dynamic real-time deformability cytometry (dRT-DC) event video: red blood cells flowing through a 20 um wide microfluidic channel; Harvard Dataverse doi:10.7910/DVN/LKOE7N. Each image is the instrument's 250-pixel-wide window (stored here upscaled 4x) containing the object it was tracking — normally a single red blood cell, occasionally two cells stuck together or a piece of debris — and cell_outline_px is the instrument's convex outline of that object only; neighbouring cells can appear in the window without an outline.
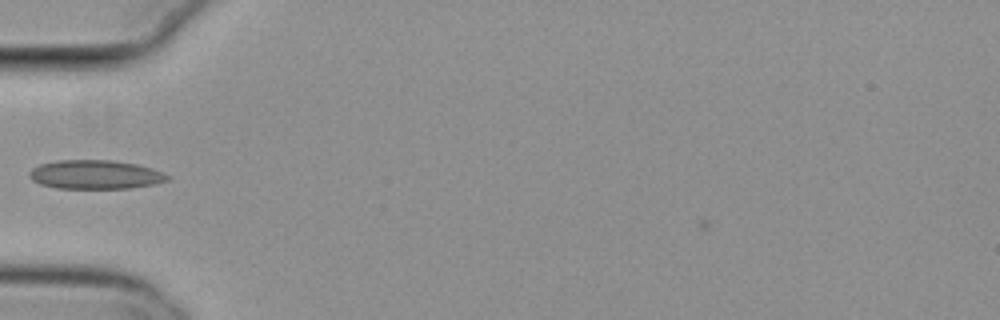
{"species": "common noctule bat (a hibernating species)", "species_latin": "Nyctalus noctula", "temperature_condition": "cold", "stored_images_in_passage": 37, "camera_frame_rate_fps": 3000, "um_per_image_px": 0.085, "animal": {"sex": "female", "body_mass_g": 29.2, "forearm_length_mm": 56.3}, "frame": {"image": 1, "passage_image": 2, "time_ms": 0.333, "image_size_px": [1000, 320], "cell_outline_px": [[172, 180], [156, 184], [132, 188], [56, 188], [40, 184], [32, 180], [28, 176], [28, 172], [32, 168], [40, 164], [56, 160], [112, 160], [136, 164], [152, 168], [172, 176]], "centroid_in_image_um": [8.13, 14.84], "position_along_channel_um": 76.9, "area_um2": 23.58}}
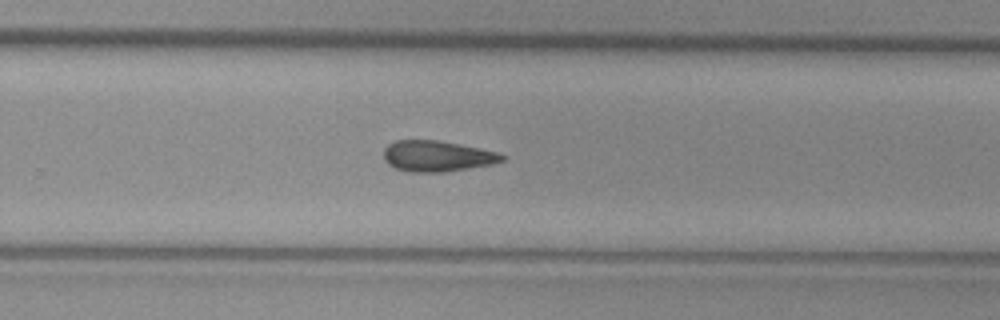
{"frame": {"image": 2, "passage_image": 19, "time_ms": 6.0, "image_size_px": [1000, 320], "cell_outline_px": [[508, 156], [504, 160], [492, 164], [444, 172], [408, 172], [396, 168], [388, 164], [384, 160], [384, 148], [388, 144], [396, 140], [440, 140], [500, 152]], "centroid_in_image_um": [37.18, 13.26], "position_along_channel_um": 292.6, "area_um2": 21.5}}
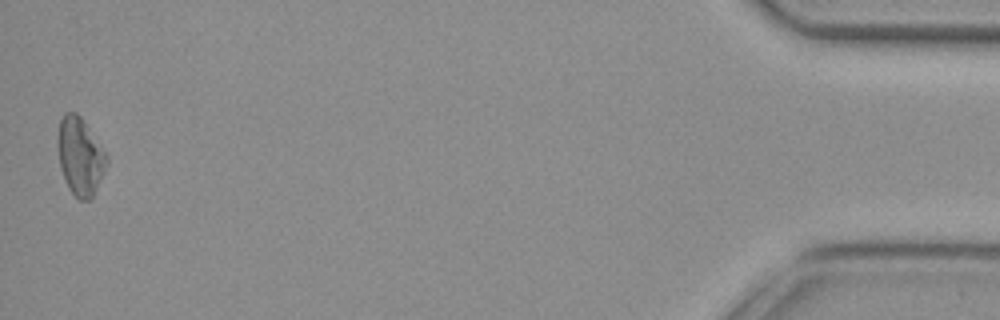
{"frame": {"image": 3, "passage_image": 37, "time_ms": 12.0, "image_size_px": [1000, 320], "cell_outline_px": [[108, 164], [92, 196], [88, 200], [80, 200], [68, 188], [60, 168], [56, 144], [56, 136], [60, 120], [64, 112], [76, 112], [80, 116], [108, 156]], "centroid_in_image_um": [6.78, 13.26], "position_along_channel_um": 428.4, "area_um2": 22.14}}